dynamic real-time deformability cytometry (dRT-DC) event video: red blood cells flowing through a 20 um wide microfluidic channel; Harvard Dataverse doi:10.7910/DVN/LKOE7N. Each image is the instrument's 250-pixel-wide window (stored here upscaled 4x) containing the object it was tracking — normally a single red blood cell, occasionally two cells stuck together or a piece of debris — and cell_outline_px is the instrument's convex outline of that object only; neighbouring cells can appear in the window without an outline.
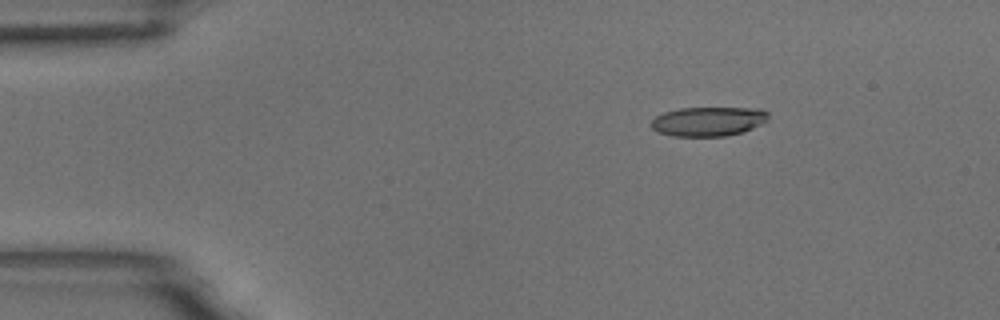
{"species": "common noctule bat (a hibernating species)", "species_latin": "Nyctalus noctula", "temperature_condition": "room temperature", "stored_images_in_passage": 5, "camera_frame_rate_fps": 3000, "um_per_image_px": 0.085, "animal": {"sex": "male", "body_mass_g": 18.8}, "frame": {"image": 1, "passage_image": 2, "time_ms": 0.333, "image_size_px": [1000, 320], "cell_outline_px": [[768, 120], [744, 132], [724, 136], [672, 136], [656, 132], [648, 124], [656, 116], [664, 112], [680, 108], [760, 108], [768, 112]], "centroid_in_image_um": [60.18, 10.32], "position_along_channel_um": 24.8, "area_um2": 20.17}}
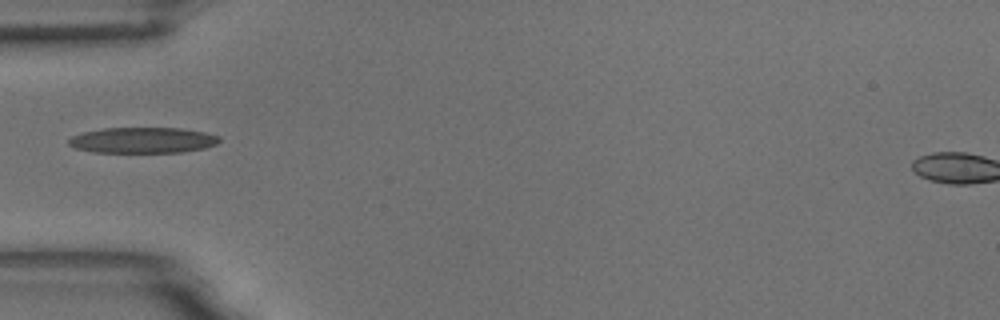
{"frame": {"image": 2, "passage_image": 5, "time_ms": 1.333, "image_size_px": [1000, 320], "cell_outline_px": [[220, 140], [216, 144], [204, 148], [180, 152], [92, 152], [76, 148], [68, 144], [68, 140], [72, 136], [84, 132], [104, 128], [180, 128], [204, 132], [220, 136]], "centroid_in_image_um": [12.13, 11.91], "position_along_channel_um": 72.9, "area_um2": 22.48}}